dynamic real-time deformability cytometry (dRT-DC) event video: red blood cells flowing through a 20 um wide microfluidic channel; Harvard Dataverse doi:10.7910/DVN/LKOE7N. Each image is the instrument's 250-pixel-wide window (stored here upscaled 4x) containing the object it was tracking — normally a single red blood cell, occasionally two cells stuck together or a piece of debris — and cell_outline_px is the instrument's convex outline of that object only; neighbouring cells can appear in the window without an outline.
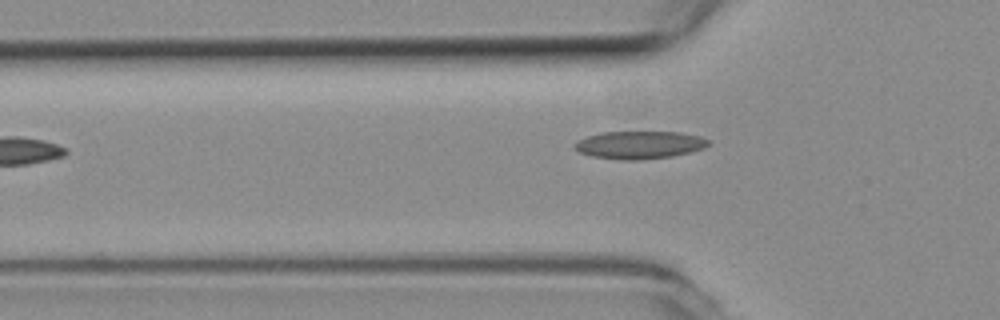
{"species": "common noctule bat (a hibernating species)", "species_latin": "Nyctalus noctula", "temperature_condition": "room temperature", "stored_images_in_passage": 5, "camera_frame_rate_fps": 3000, "um_per_image_px": 0.085, "animal": {"sex": "female", "body_mass_g": 19.3, "forearm_length_mm": 54.1}, "frame": {"image": 1, "passage_image": 5, "time_ms": 1.333, "image_size_px": [1000, 320], "cell_outline_px": [[712, 140], [704, 148], [692, 152], [672, 156], [640, 160], [620, 160], [592, 156], [580, 152], [572, 148], [572, 144], [588, 136], [604, 132], [680, 132], [700, 136]], "centroid_in_image_um": [54.38, 12.32], "position_along_channel_um": 71.4, "area_um2": 21.73}}